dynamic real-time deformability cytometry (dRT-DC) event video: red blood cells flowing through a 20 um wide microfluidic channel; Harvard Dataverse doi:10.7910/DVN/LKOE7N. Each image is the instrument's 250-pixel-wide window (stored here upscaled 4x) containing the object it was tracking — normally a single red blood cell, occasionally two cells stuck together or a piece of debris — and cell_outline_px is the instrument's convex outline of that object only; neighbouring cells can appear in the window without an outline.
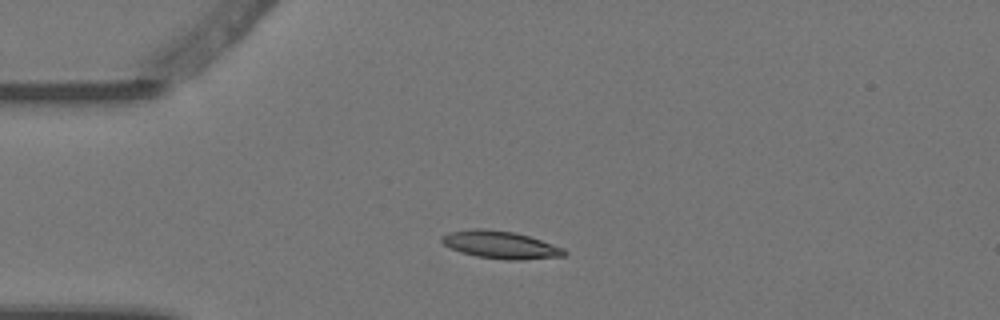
{"species": "Egyptian fruit bat (a non-hibernating species)", "species_latin": "Rousettus aegyptiacus", "temperature_condition": "warm", "stored_images_in_passage": 6, "camera_frame_rate_fps": 3000, "um_per_image_px": 0.085, "animal": {"sex": "female"}, "frame": {"image": 1, "passage_image": 3, "time_ms": 0.667, "image_size_px": [1000, 320], "cell_outline_px": [[568, 252], [564, 256], [524, 260], [504, 260], [476, 256], [460, 252], [444, 244], [440, 240], [440, 236], [448, 232], [472, 228], [488, 228], [516, 232], [564, 248]], "centroid_in_image_um": [42.52, 20.8], "position_along_channel_um": 42.5, "area_um2": 19.94}}
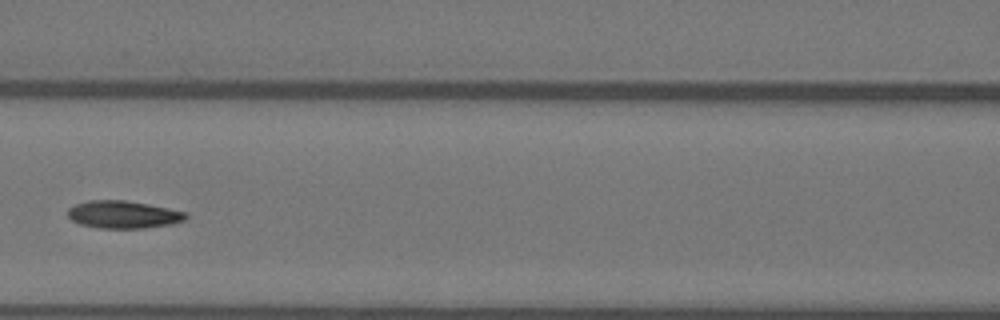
{"frame": {"image": 2, "passage_image": 6, "time_ms": 1.667, "image_size_px": [1000, 320], "cell_outline_px": [[188, 216], [184, 220], [172, 224], [144, 228], [100, 228], [80, 224], [72, 220], [68, 216], [68, 208], [76, 204], [88, 200], [124, 200], [148, 204], [168, 208], [184, 212]], "centroid_in_image_um": [10.46, 18.23], "position_along_channel_um": 156.1, "area_um2": 18.84}}